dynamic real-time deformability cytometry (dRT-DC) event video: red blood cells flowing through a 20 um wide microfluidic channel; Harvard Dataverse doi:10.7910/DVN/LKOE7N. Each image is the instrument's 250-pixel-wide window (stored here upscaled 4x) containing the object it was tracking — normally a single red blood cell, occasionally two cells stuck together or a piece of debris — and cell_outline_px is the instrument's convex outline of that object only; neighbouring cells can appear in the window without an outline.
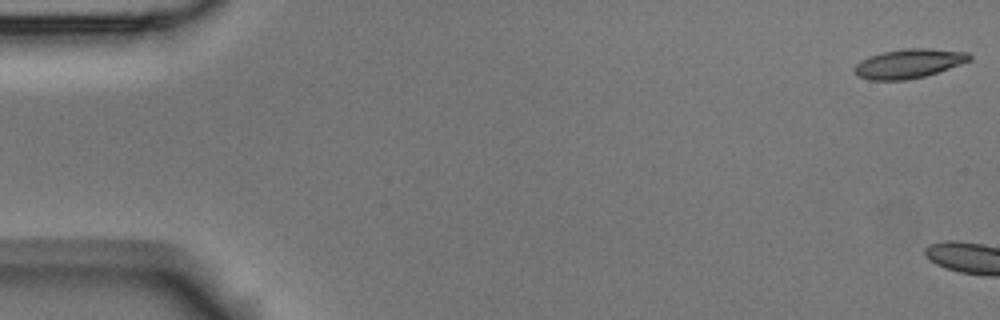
{"species": "Egyptian fruit bat (a non-hibernating species)", "species_latin": "Rousettus aegyptiacus", "temperature_condition": "room temperature", "stored_images_in_passage": 2, "camera_frame_rate_fps": 3000, "um_per_image_px": 0.085, "animal": {"sex": "male"}, "frame": {"image": 1, "passage_image": 1, "time_ms": 0.0, "image_size_px": [1000, 320], "cell_outline_px": [[972, 60], [924, 76], [904, 80], [868, 80], [856, 76], [852, 68], [860, 60], [868, 56], [884, 52], [904, 48], [928, 48], [968, 52], [972, 56]], "centroid_in_image_um": [77.2, 5.4], "position_along_channel_um": 7.8, "area_um2": 19.65}}